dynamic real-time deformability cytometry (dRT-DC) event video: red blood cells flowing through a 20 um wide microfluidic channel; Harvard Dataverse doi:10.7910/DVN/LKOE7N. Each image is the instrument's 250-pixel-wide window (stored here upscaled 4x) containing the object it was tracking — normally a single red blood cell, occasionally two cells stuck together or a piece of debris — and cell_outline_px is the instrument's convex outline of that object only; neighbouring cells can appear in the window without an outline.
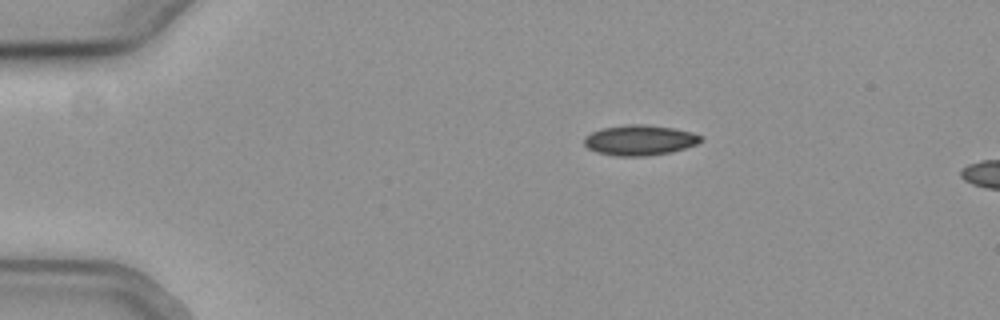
{"species": "common noctule bat (a hibernating species)", "species_latin": "Nyctalus noctula", "temperature_condition": "cold", "stored_images_in_passage": 6, "camera_frame_rate_fps": 3000, "um_per_image_px": 0.085, "animal": {"sex": "female", "body_mass_g": 19.3, "forearm_length_mm": 54.1}, "frame": {"image": 1, "passage_image": 1, "time_ms": 0.0, "image_size_px": [1000, 320], "cell_outline_px": [[704, 140], [696, 144], [672, 152], [648, 156], [616, 156], [596, 152], [588, 148], [584, 144], [584, 136], [600, 128], [628, 124], [644, 124], [672, 128], [692, 132], [704, 136]], "centroid_in_image_um": [54.38, 11.91], "position_along_channel_um": 30.6, "area_um2": 20.81}}